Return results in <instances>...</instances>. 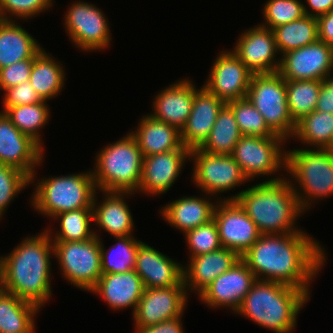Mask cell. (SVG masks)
<instances>
[{"mask_svg": "<svg viewBox=\"0 0 333 333\" xmlns=\"http://www.w3.org/2000/svg\"><path fill=\"white\" fill-rule=\"evenodd\" d=\"M305 232L261 234L241 260L257 280L279 282L305 291L327 261L325 248ZM324 249V250H323Z\"/></svg>", "mask_w": 333, "mask_h": 333, "instance_id": "6da1fadb", "label": "cell"}, {"mask_svg": "<svg viewBox=\"0 0 333 333\" xmlns=\"http://www.w3.org/2000/svg\"><path fill=\"white\" fill-rule=\"evenodd\" d=\"M18 244L6 256L2 255L4 288L42 310L53 295L50 280L53 242L44 229Z\"/></svg>", "mask_w": 333, "mask_h": 333, "instance_id": "7a4b0ae2", "label": "cell"}, {"mask_svg": "<svg viewBox=\"0 0 333 333\" xmlns=\"http://www.w3.org/2000/svg\"><path fill=\"white\" fill-rule=\"evenodd\" d=\"M223 200H236L261 234H289L302 231L297 227V219L304 212L294 189L283 175L279 180L263 181L248 186Z\"/></svg>", "mask_w": 333, "mask_h": 333, "instance_id": "3957f363", "label": "cell"}, {"mask_svg": "<svg viewBox=\"0 0 333 333\" xmlns=\"http://www.w3.org/2000/svg\"><path fill=\"white\" fill-rule=\"evenodd\" d=\"M310 296L279 282L257 280L235 312L275 333H293Z\"/></svg>", "mask_w": 333, "mask_h": 333, "instance_id": "277c9868", "label": "cell"}, {"mask_svg": "<svg viewBox=\"0 0 333 333\" xmlns=\"http://www.w3.org/2000/svg\"><path fill=\"white\" fill-rule=\"evenodd\" d=\"M286 172L288 173L286 176L290 174L287 177L288 181L304 213L310 211V207L317 200L333 196L332 150L318 148L287 150Z\"/></svg>", "mask_w": 333, "mask_h": 333, "instance_id": "5b68a950", "label": "cell"}, {"mask_svg": "<svg viewBox=\"0 0 333 333\" xmlns=\"http://www.w3.org/2000/svg\"><path fill=\"white\" fill-rule=\"evenodd\" d=\"M96 154L92 174L98 191L138 192L143 154L130 132Z\"/></svg>", "mask_w": 333, "mask_h": 333, "instance_id": "8992f818", "label": "cell"}, {"mask_svg": "<svg viewBox=\"0 0 333 333\" xmlns=\"http://www.w3.org/2000/svg\"><path fill=\"white\" fill-rule=\"evenodd\" d=\"M31 196V206L37 213L51 218L66 211L92 208L97 189L92 170L68 174L65 176H48L37 179ZM36 187V188H35Z\"/></svg>", "mask_w": 333, "mask_h": 333, "instance_id": "52a82bcc", "label": "cell"}, {"mask_svg": "<svg viewBox=\"0 0 333 333\" xmlns=\"http://www.w3.org/2000/svg\"><path fill=\"white\" fill-rule=\"evenodd\" d=\"M246 98L275 135L292 138L296 123L288 110L286 80L278 72L253 74Z\"/></svg>", "mask_w": 333, "mask_h": 333, "instance_id": "ba28073f", "label": "cell"}, {"mask_svg": "<svg viewBox=\"0 0 333 333\" xmlns=\"http://www.w3.org/2000/svg\"><path fill=\"white\" fill-rule=\"evenodd\" d=\"M287 141L280 136H245L243 135L235 145L232 158L239 164L242 172L249 181L254 178L266 177L265 181L281 179V175L272 178L280 170L286 172V150ZM259 176V177H258Z\"/></svg>", "mask_w": 333, "mask_h": 333, "instance_id": "9c48e42d", "label": "cell"}, {"mask_svg": "<svg viewBox=\"0 0 333 333\" xmlns=\"http://www.w3.org/2000/svg\"><path fill=\"white\" fill-rule=\"evenodd\" d=\"M100 246L95 235L85 241L53 242L61 276L74 287L90 292L102 275Z\"/></svg>", "mask_w": 333, "mask_h": 333, "instance_id": "30bf717a", "label": "cell"}, {"mask_svg": "<svg viewBox=\"0 0 333 333\" xmlns=\"http://www.w3.org/2000/svg\"><path fill=\"white\" fill-rule=\"evenodd\" d=\"M70 4L63 25L71 43L85 52L105 51L110 46L112 34L102 9L80 0Z\"/></svg>", "mask_w": 333, "mask_h": 333, "instance_id": "8fae6325", "label": "cell"}, {"mask_svg": "<svg viewBox=\"0 0 333 333\" xmlns=\"http://www.w3.org/2000/svg\"><path fill=\"white\" fill-rule=\"evenodd\" d=\"M193 161L192 180L202 192L218 197V193L235 190L249 182L239 164L231 155H218L204 152L199 148L190 150Z\"/></svg>", "mask_w": 333, "mask_h": 333, "instance_id": "7c38bea8", "label": "cell"}, {"mask_svg": "<svg viewBox=\"0 0 333 333\" xmlns=\"http://www.w3.org/2000/svg\"><path fill=\"white\" fill-rule=\"evenodd\" d=\"M215 220L222 247L243 255L261 236L253 220L236 200H215Z\"/></svg>", "mask_w": 333, "mask_h": 333, "instance_id": "4fadbf2b", "label": "cell"}, {"mask_svg": "<svg viewBox=\"0 0 333 333\" xmlns=\"http://www.w3.org/2000/svg\"><path fill=\"white\" fill-rule=\"evenodd\" d=\"M278 73L285 80H324L333 76V47L316 40L280 57Z\"/></svg>", "mask_w": 333, "mask_h": 333, "instance_id": "5bb4252c", "label": "cell"}, {"mask_svg": "<svg viewBox=\"0 0 333 333\" xmlns=\"http://www.w3.org/2000/svg\"><path fill=\"white\" fill-rule=\"evenodd\" d=\"M43 152L36 141L18 130L0 111V163L24 172L32 184L37 177V167L43 163Z\"/></svg>", "mask_w": 333, "mask_h": 333, "instance_id": "9a60e30c", "label": "cell"}, {"mask_svg": "<svg viewBox=\"0 0 333 333\" xmlns=\"http://www.w3.org/2000/svg\"><path fill=\"white\" fill-rule=\"evenodd\" d=\"M204 86L223 102L246 98L253 73L232 50H222L214 59Z\"/></svg>", "mask_w": 333, "mask_h": 333, "instance_id": "2e32d148", "label": "cell"}, {"mask_svg": "<svg viewBox=\"0 0 333 333\" xmlns=\"http://www.w3.org/2000/svg\"><path fill=\"white\" fill-rule=\"evenodd\" d=\"M188 298L185 286L145 288L132 315L135 328L147 327L183 316Z\"/></svg>", "mask_w": 333, "mask_h": 333, "instance_id": "e0dca14e", "label": "cell"}, {"mask_svg": "<svg viewBox=\"0 0 333 333\" xmlns=\"http://www.w3.org/2000/svg\"><path fill=\"white\" fill-rule=\"evenodd\" d=\"M256 281L253 272L240 259L231 269L215 278L198 295V299L211 309L227 307L235 314Z\"/></svg>", "mask_w": 333, "mask_h": 333, "instance_id": "ac0fdd59", "label": "cell"}, {"mask_svg": "<svg viewBox=\"0 0 333 333\" xmlns=\"http://www.w3.org/2000/svg\"><path fill=\"white\" fill-rule=\"evenodd\" d=\"M238 36L231 50L253 74L278 72L280 58H276L279 52L273 30L257 24Z\"/></svg>", "mask_w": 333, "mask_h": 333, "instance_id": "d6986e66", "label": "cell"}, {"mask_svg": "<svg viewBox=\"0 0 333 333\" xmlns=\"http://www.w3.org/2000/svg\"><path fill=\"white\" fill-rule=\"evenodd\" d=\"M188 160L190 150L184 146L179 150L143 157L138 192L152 197L166 194L174 186Z\"/></svg>", "mask_w": 333, "mask_h": 333, "instance_id": "ffe728a7", "label": "cell"}, {"mask_svg": "<svg viewBox=\"0 0 333 333\" xmlns=\"http://www.w3.org/2000/svg\"><path fill=\"white\" fill-rule=\"evenodd\" d=\"M183 266L145 242L139 244L135 271L145 288L185 286Z\"/></svg>", "mask_w": 333, "mask_h": 333, "instance_id": "44dd1931", "label": "cell"}, {"mask_svg": "<svg viewBox=\"0 0 333 333\" xmlns=\"http://www.w3.org/2000/svg\"><path fill=\"white\" fill-rule=\"evenodd\" d=\"M190 78L179 80L159 91L153 98L151 115L181 131L190 115L193 99L199 88Z\"/></svg>", "mask_w": 333, "mask_h": 333, "instance_id": "7402d4cb", "label": "cell"}, {"mask_svg": "<svg viewBox=\"0 0 333 333\" xmlns=\"http://www.w3.org/2000/svg\"><path fill=\"white\" fill-rule=\"evenodd\" d=\"M225 104L204 86L196 91L190 115L185 127L181 130V142L184 147L193 150L205 143Z\"/></svg>", "mask_w": 333, "mask_h": 333, "instance_id": "603a6c76", "label": "cell"}, {"mask_svg": "<svg viewBox=\"0 0 333 333\" xmlns=\"http://www.w3.org/2000/svg\"><path fill=\"white\" fill-rule=\"evenodd\" d=\"M104 194L102 202H98L97 193ZM133 192L98 191L94 194L92 210L93 224L109 233L110 236H132L134 222L126 196H134ZM98 202V203H97Z\"/></svg>", "mask_w": 333, "mask_h": 333, "instance_id": "cb8c5ba5", "label": "cell"}, {"mask_svg": "<svg viewBox=\"0 0 333 333\" xmlns=\"http://www.w3.org/2000/svg\"><path fill=\"white\" fill-rule=\"evenodd\" d=\"M241 256L234 250L221 247L213 252L191 257L183 266L184 285L188 295H199L215 278L231 269ZM190 291V292H188Z\"/></svg>", "mask_w": 333, "mask_h": 333, "instance_id": "d4e9b609", "label": "cell"}, {"mask_svg": "<svg viewBox=\"0 0 333 333\" xmlns=\"http://www.w3.org/2000/svg\"><path fill=\"white\" fill-rule=\"evenodd\" d=\"M144 289L142 279L132 270L126 273L102 274L90 293L99 295L113 310L132 307L134 314Z\"/></svg>", "mask_w": 333, "mask_h": 333, "instance_id": "484cf974", "label": "cell"}, {"mask_svg": "<svg viewBox=\"0 0 333 333\" xmlns=\"http://www.w3.org/2000/svg\"><path fill=\"white\" fill-rule=\"evenodd\" d=\"M201 195H203L201 197ZM200 196H183L170 201L160 210L162 216L171 227L186 233L213 219L216 204L210 200L209 194ZM208 196V197H207ZM206 197V198H205ZM209 198V199H208Z\"/></svg>", "mask_w": 333, "mask_h": 333, "instance_id": "4316f807", "label": "cell"}, {"mask_svg": "<svg viewBox=\"0 0 333 333\" xmlns=\"http://www.w3.org/2000/svg\"><path fill=\"white\" fill-rule=\"evenodd\" d=\"M134 131H129L135 138L143 157L179 150L181 131L165 122L154 119L151 115H142ZM137 129V130H136Z\"/></svg>", "mask_w": 333, "mask_h": 333, "instance_id": "83f0119b", "label": "cell"}, {"mask_svg": "<svg viewBox=\"0 0 333 333\" xmlns=\"http://www.w3.org/2000/svg\"><path fill=\"white\" fill-rule=\"evenodd\" d=\"M17 20L0 19V69L32 58L42 47Z\"/></svg>", "mask_w": 333, "mask_h": 333, "instance_id": "f1b7e54d", "label": "cell"}, {"mask_svg": "<svg viewBox=\"0 0 333 333\" xmlns=\"http://www.w3.org/2000/svg\"><path fill=\"white\" fill-rule=\"evenodd\" d=\"M60 62L45 49L34 58L29 82L42 100L54 99L63 90L66 72Z\"/></svg>", "mask_w": 333, "mask_h": 333, "instance_id": "f546056e", "label": "cell"}, {"mask_svg": "<svg viewBox=\"0 0 333 333\" xmlns=\"http://www.w3.org/2000/svg\"><path fill=\"white\" fill-rule=\"evenodd\" d=\"M40 309L13 293L0 294V333H35L34 317Z\"/></svg>", "mask_w": 333, "mask_h": 333, "instance_id": "4dcf8cb0", "label": "cell"}, {"mask_svg": "<svg viewBox=\"0 0 333 333\" xmlns=\"http://www.w3.org/2000/svg\"><path fill=\"white\" fill-rule=\"evenodd\" d=\"M293 137L307 148L330 149L333 143V113L312 111L296 122Z\"/></svg>", "mask_w": 333, "mask_h": 333, "instance_id": "1f68e13d", "label": "cell"}, {"mask_svg": "<svg viewBox=\"0 0 333 333\" xmlns=\"http://www.w3.org/2000/svg\"><path fill=\"white\" fill-rule=\"evenodd\" d=\"M242 136L232 109L225 104L208 139L199 149L210 154L230 155Z\"/></svg>", "mask_w": 333, "mask_h": 333, "instance_id": "d6a6232c", "label": "cell"}, {"mask_svg": "<svg viewBox=\"0 0 333 333\" xmlns=\"http://www.w3.org/2000/svg\"><path fill=\"white\" fill-rule=\"evenodd\" d=\"M94 235L101 241L102 274L126 273L135 270L136 254L141 240L132 236L113 237L117 241L108 250L104 248L101 235L94 229Z\"/></svg>", "mask_w": 333, "mask_h": 333, "instance_id": "836d02e7", "label": "cell"}, {"mask_svg": "<svg viewBox=\"0 0 333 333\" xmlns=\"http://www.w3.org/2000/svg\"><path fill=\"white\" fill-rule=\"evenodd\" d=\"M279 55L310 45L319 39L316 17L304 15L301 19L273 29Z\"/></svg>", "mask_w": 333, "mask_h": 333, "instance_id": "e575fe53", "label": "cell"}, {"mask_svg": "<svg viewBox=\"0 0 333 333\" xmlns=\"http://www.w3.org/2000/svg\"><path fill=\"white\" fill-rule=\"evenodd\" d=\"M54 219L58 220L60 229L56 232L51 230V227H46L52 242L85 241L94 236V229L91 227L93 225L92 208L62 212Z\"/></svg>", "mask_w": 333, "mask_h": 333, "instance_id": "d590c367", "label": "cell"}, {"mask_svg": "<svg viewBox=\"0 0 333 333\" xmlns=\"http://www.w3.org/2000/svg\"><path fill=\"white\" fill-rule=\"evenodd\" d=\"M50 111L47 101L43 100L36 104L11 107L5 114L18 130L31 137L44 149L41 131L50 119Z\"/></svg>", "mask_w": 333, "mask_h": 333, "instance_id": "8d00e7d4", "label": "cell"}, {"mask_svg": "<svg viewBox=\"0 0 333 333\" xmlns=\"http://www.w3.org/2000/svg\"><path fill=\"white\" fill-rule=\"evenodd\" d=\"M322 80H286L289 113L296 123L315 110Z\"/></svg>", "mask_w": 333, "mask_h": 333, "instance_id": "74e56055", "label": "cell"}, {"mask_svg": "<svg viewBox=\"0 0 333 333\" xmlns=\"http://www.w3.org/2000/svg\"><path fill=\"white\" fill-rule=\"evenodd\" d=\"M226 104L232 109L242 135L259 137L278 136L268 128L264 117L247 98L230 101Z\"/></svg>", "mask_w": 333, "mask_h": 333, "instance_id": "f35d334b", "label": "cell"}, {"mask_svg": "<svg viewBox=\"0 0 333 333\" xmlns=\"http://www.w3.org/2000/svg\"><path fill=\"white\" fill-rule=\"evenodd\" d=\"M301 0H267L263 5V22L259 25L273 30L277 26L301 19L305 13Z\"/></svg>", "mask_w": 333, "mask_h": 333, "instance_id": "ab89813d", "label": "cell"}, {"mask_svg": "<svg viewBox=\"0 0 333 333\" xmlns=\"http://www.w3.org/2000/svg\"><path fill=\"white\" fill-rule=\"evenodd\" d=\"M189 249V259L220 249L218 227L214 219L183 234Z\"/></svg>", "mask_w": 333, "mask_h": 333, "instance_id": "60d3db41", "label": "cell"}, {"mask_svg": "<svg viewBox=\"0 0 333 333\" xmlns=\"http://www.w3.org/2000/svg\"><path fill=\"white\" fill-rule=\"evenodd\" d=\"M30 184V178L22 171L0 163V219L10 203Z\"/></svg>", "mask_w": 333, "mask_h": 333, "instance_id": "b9f144b4", "label": "cell"}, {"mask_svg": "<svg viewBox=\"0 0 333 333\" xmlns=\"http://www.w3.org/2000/svg\"><path fill=\"white\" fill-rule=\"evenodd\" d=\"M54 0H0V19L27 20L52 9ZM12 16V17H11Z\"/></svg>", "mask_w": 333, "mask_h": 333, "instance_id": "7bdbcfd3", "label": "cell"}, {"mask_svg": "<svg viewBox=\"0 0 333 333\" xmlns=\"http://www.w3.org/2000/svg\"><path fill=\"white\" fill-rule=\"evenodd\" d=\"M42 47L32 58L16 62L0 69V90L16 86L29 80L34 58L43 50Z\"/></svg>", "mask_w": 333, "mask_h": 333, "instance_id": "ee69618b", "label": "cell"}, {"mask_svg": "<svg viewBox=\"0 0 333 333\" xmlns=\"http://www.w3.org/2000/svg\"><path fill=\"white\" fill-rule=\"evenodd\" d=\"M3 110L5 113L9 108L20 105H31L43 100L37 94L36 90L32 87L29 80L21 84L13 86L3 91Z\"/></svg>", "mask_w": 333, "mask_h": 333, "instance_id": "f6af8a7d", "label": "cell"}, {"mask_svg": "<svg viewBox=\"0 0 333 333\" xmlns=\"http://www.w3.org/2000/svg\"><path fill=\"white\" fill-rule=\"evenodd\" d=\"M182 316L147 327L135 328L136 333H184Z\"/></svg>", "mask_w": 333, "mask_h": 333, "instance_id": "bcb514c9", "label": "cell"}, {"mask_svg": "<svg viewBox=\"0 0 333 333\" xmlns=\"http://www.w3.org/2000/svg\"><path fill=\"white\" fill-rule=\"evenodd\" d=\"M315 110L333 113V76L322 80Z\"/></svg>", "mask_w": 333, "mask_h": 333, "instance_id": "7dc6e473", "label": "cell"}, {"mask_svg": "<svg viewBox=\"0 0 333 333\" xmlns=\"http://www.w3.org/2000/svg\"><path fill=\"white\" fill-rule=\"evenodd\" d=\"M317 22L319 40L333 47V10L317 17Z\"/></svg>", "mask_w": 333, "mask_h": 333, "instance_id": "c3c4849f", "label": "cell"}, {"mask_svg": "<svg viewBox=\"0 0 333 333\" xmlns=\"http://www.w3.org/2000/svg\"><path fill=\"white\" fill-rule=\"evenodd\" d=\"M308 6L303 4L304 13L307 16L319 17L333 10V0H306ZM312 10V11H310Z\"/></svg>", "mask_w": 333, "mask_h": 333, "instance_id": "681fc988", "label": "cell"}, {"mask_svg": "<svg viewBox=\"0 0 333 333\" xmlns=\"http://www.w3.org/2000/svg\"><path fill=\"white\" fill-rule=\"evenodd\" d=\"M5 290L4 288V275H3V262L2 256L0 257V294Z\"/></svg>", "mask_w": 333, "mask_h": 333, "instance_id": "f907efd6", "label": "cell"}]
</instances>
